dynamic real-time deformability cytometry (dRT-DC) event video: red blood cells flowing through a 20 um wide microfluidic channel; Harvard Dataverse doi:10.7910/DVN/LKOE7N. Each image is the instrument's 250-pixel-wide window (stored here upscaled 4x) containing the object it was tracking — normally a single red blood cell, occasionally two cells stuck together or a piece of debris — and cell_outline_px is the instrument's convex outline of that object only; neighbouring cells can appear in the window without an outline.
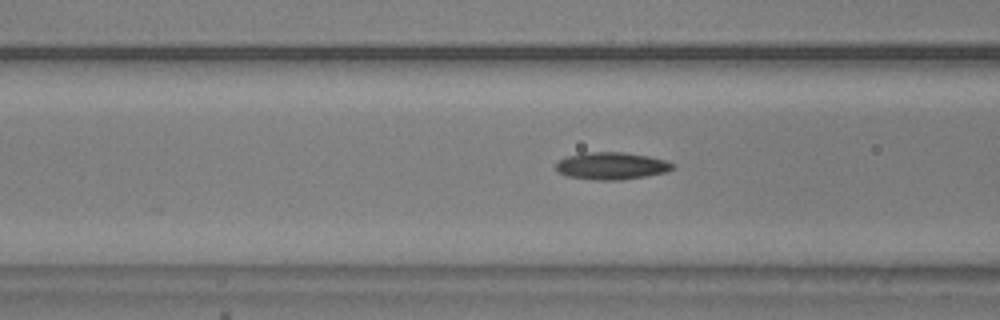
{"species": "common noctule bat (a hibernating species)", "species_latin": "Nyctalus noctula", "temperature_condition": "warm", "stored_images_in_passage": 15, "camera_frame_rate_fps": 3000, "um_per_image_px": 0.085, "animal": {"sex": "male", "body_mass_g": 20.5, "forearm_length_mm": 52.5}, "frame": {"image": 1, "passage_image": 6, "time_ms": 1.667, "image_size_px": [1000, 320], "cell_outline_px": [[676, 168], [668, 172], [620, 180], [596, 180], [568, 176], [556, 172], [556, 164], [560, 160], [568, 156], [584, 152], [624, 152], [648, 156], [664, 160], [676, 164]], "centroid_in_image_um": [52.01, 14.1], "position_along_channel_um": 114.6, "area_um2": 18.61}}
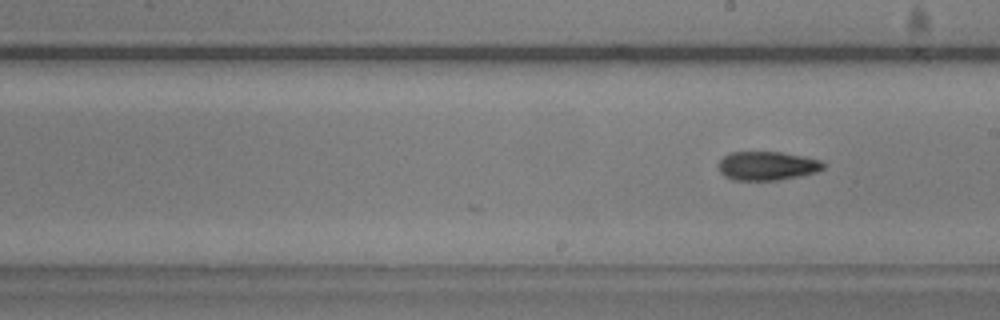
{"frame": {"image": 2, "passage_image": 15, "time_ms": 4.667, "image_size_px": [1000, 320], "cell_outline_px": [[824, 168], [816, 172], [800, 176], [776, 180], [732, 180], [724, 176], [720, 172], [716, 164], [724, 156], [732, 152], [780, 152], [804, 156], [820, 160], [824, 164]], "centroid_in_image_um": [65.17, 14.1], "position_along_channel_um": 223.8, "area_um2": 17.69}}